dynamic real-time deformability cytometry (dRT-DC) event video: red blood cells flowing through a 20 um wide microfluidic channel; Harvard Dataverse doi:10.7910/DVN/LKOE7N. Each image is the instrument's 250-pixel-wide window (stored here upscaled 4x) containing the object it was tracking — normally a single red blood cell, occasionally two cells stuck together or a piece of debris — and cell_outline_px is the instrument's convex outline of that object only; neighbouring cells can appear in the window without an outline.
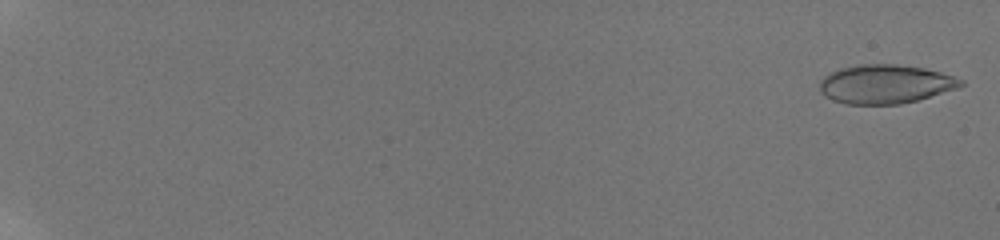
{"species": "human", "species_latin": "Homo sapiens", "temperature_condition": "room temperature", "stored_images_in_passage": 58, "camera_frame_rate_fps": 3000, "um_per_image_px": 0.085, "donor": {"sex": "male"}, "frame": {"image": 1, "passage_image": 2, "time_ms": 0.333, "image_size_px": [1000, 240], "cell_outline_px": [[964, 84], [956, 88], [916, 100], [900, 104], [848, 104], [832, 100], [824, 96], [820, 92], [820, 80], [828, 72], [840, 68], [860, 64], [896, 64], [924, 68], [940, 72], [964, 80]], "centroid_in_image_um": [75.2, 7.14], "position_along_channel_um": 9.8, "area_um2": 31.91}}
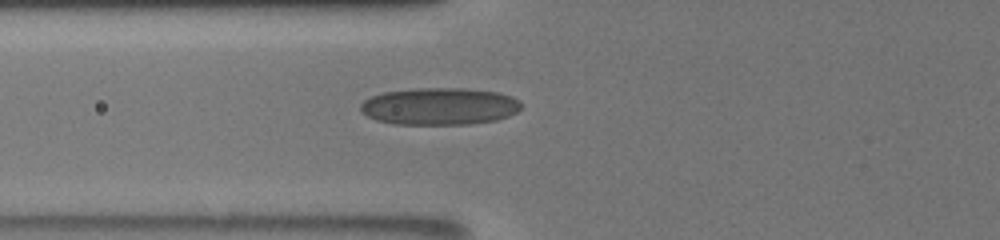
{"frame": {"image": 2, "passage_image": 27, "time_ms": 8.667, "image_size_px": [1000, 240], "cell_outline_px": [[520, 108], [516, 112], [508, 116], [496, 120], [468, 124], [392, 124], [376, 120], [360, 112], [360, 104], [364, 100], [372, 96], [384, 92], [416, 88], [464, 88], [500, 92], [512, 96], [520, 100]], "centroid_in_image_um": [37.35, 9.03], "position_along_channel_um": 88.4, "area_um2": 34.97}}
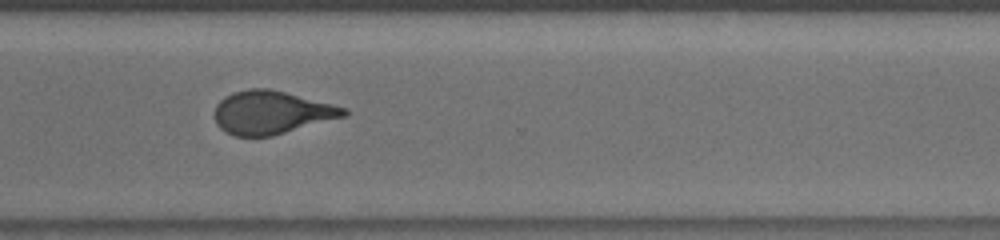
{"frame": {"image": 3, "passage_image": 47, "time_ms": 15.333, "image_size_px": [1000, 240], "cell_outline_px": [[348, 116], [272, 136], [236, 136], [224, 132], [216, 124], [216, 104], [224, 96], [232, 92], [248, 88], [268, 88], [348, 108]], "centroid_in_image_um": [23.08, 9.56], "position_along_channel_um": 347.5, "area_um2": 32.6}, "authors_computed_cell_mechanics": {"area_um2": 32.7148, "velocity_mm_per_s": 3.887, "shape_relaxation_time_tau1_ms": 7.9606, "shape_relaxation_time_tau2_ms": 1.0453, "deformation_change_tau1": 0.2024, "deformation_change_tau2": 0.1022}}